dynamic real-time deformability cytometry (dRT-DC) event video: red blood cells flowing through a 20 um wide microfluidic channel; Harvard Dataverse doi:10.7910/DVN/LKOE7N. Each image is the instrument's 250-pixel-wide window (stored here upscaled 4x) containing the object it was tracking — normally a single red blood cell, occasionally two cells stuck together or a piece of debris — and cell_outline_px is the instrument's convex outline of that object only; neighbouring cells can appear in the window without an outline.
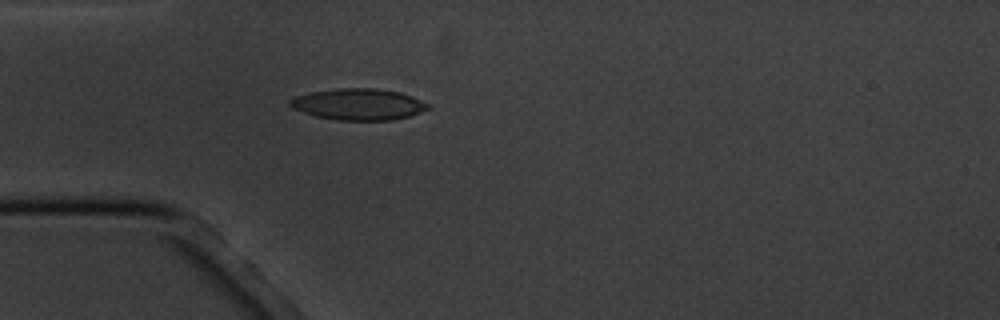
{"species": "common noctule bat (a hibernating species)", "species_latin": "Nyctalus noctula", "temperature_condition": "cold", "stored_images_in_passage": 5, "camera_frame_rate_fps": 3000, "um_per_image_px": 0.085, "animal": {"sex": "male", "body_mass_g": 20.1, "forearm_length_mm": 53.5}, "frame": {"image": 1, "passage_image": 5, "time_ms": 4.667, "image_size_px": [1000, 320], "cell_outline_px": [[432, 108], [408, 116], [392, 120], [336, 120], [316, 116], [292, 108], [288, 104], [288, 100], [296, 96], [308, 92], [336, 88], [376, 88], [400, 92], [412, 96], [428, 104]], "centroid_in_image_um": [30.45, 8.85], "position_along_channel_um": 54.6, "area_um2": 25.32}}